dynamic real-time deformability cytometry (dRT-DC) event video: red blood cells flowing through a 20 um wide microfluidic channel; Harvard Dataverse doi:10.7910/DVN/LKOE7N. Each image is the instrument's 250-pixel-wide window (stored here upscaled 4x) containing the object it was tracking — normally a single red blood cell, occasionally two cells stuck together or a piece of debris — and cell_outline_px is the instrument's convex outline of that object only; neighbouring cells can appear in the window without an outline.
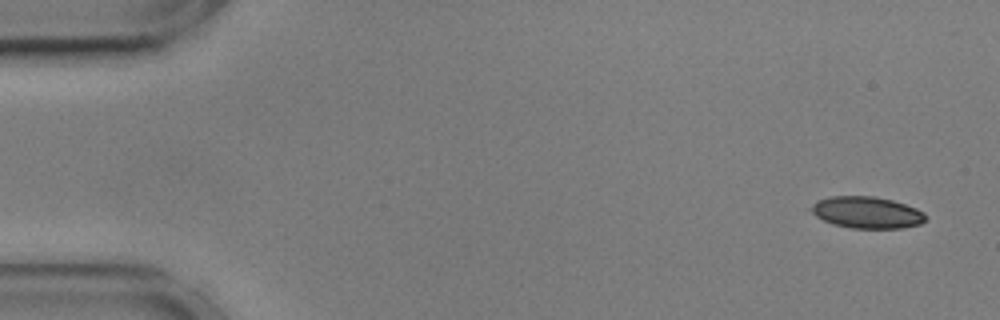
{"species": "common noctule bat (a hibernating species)", "species_latin": "Nyctalus noctula", "temperature_condition": "cold", "stored_images_in_passage": 11, "camera_frame_rate_fps": 3000, "um_per_image_px": 0.085, "animal": {"sex": "male", "body_mass_g": 17.9, "forearm_length_mm": 54.2}, "frame": {"image": 1, "passage_image": 1, "time_ms": 0.0, "image_size_px": [1000, 320], "cell_outline_px": [[924, 220], [920, 224], [904, 228], [852, 228], [832, 224], [816, 216], [808, 208], [812, 204], [820, 200], [832, 196], [872, 196], [892, 200], [916, 208], [924, 212]], "centroid_in_image_um": [73.66, 18.06], "position_along_channel_um": 11.3, "area_um2": 20.98}}